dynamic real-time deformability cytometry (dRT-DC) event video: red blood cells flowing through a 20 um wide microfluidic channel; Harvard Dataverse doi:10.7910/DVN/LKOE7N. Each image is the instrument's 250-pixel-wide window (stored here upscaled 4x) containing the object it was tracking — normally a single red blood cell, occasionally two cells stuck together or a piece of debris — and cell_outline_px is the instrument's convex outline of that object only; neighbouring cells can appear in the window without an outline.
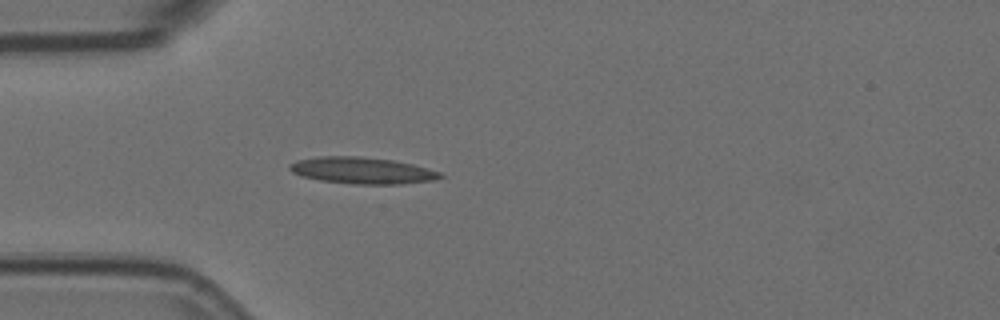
{"species": "Egyptian fruit bat (a non-hibernating species)", "species_latin": "Rousettus aegyptiacus", "temperature_condition": "room temperature", "stored_images_in_passage": 3, "camera_frame_rate_fps": 3000, "um_per_image_px": 0.085, "animal": {"sex": "female"}, "frame": {"image": 1, "passage_image": 3, "time_ms": 0.667, "image_size_px": [1000, 320], "cell_outline_px": [[444, 176], [436, 180], [400, 184], [352, 184], [320, 180], [300, 176], [292, 172], [288, 168], [288, 164], [296, 160], [320, 156], [360, 156], [392, 160], [412, 164], [428, 168], [440, 172]], "centroid_in_image_um": [30.76, 14.49], "position_along_channel_um": 54.2, "area_um2": 23.47}}